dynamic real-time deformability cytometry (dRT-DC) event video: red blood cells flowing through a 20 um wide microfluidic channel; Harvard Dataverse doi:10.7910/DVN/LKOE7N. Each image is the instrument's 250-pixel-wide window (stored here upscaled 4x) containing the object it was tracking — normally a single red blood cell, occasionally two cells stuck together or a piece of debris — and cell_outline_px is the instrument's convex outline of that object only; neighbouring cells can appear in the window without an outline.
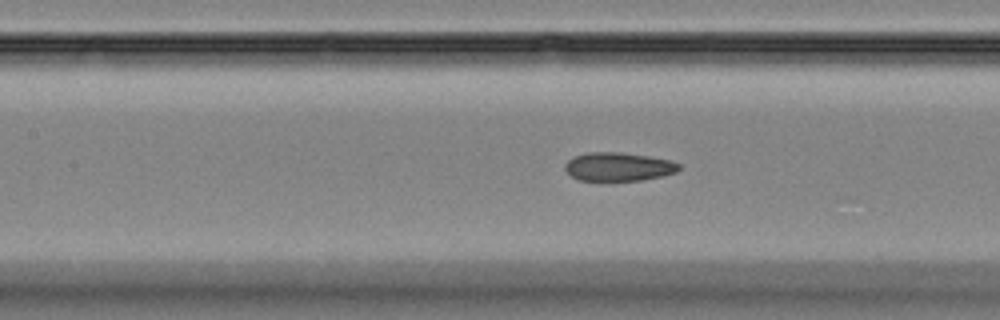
{"species": "Egyptian fruit bat (a non-hibernating species)", "species_latin": "Rousettus aegyptiacus", "temperature_condition": "room temperature", "stored_images_in_passage": 38, "camera_frame_rate_fps": 3000, "um_per_image_px": 0.085, "animal": {"sex": "female"}, "frame": {"image": 1, "passage_image": 8, "time_ms": 2.333, "image_size_px": [1000, 320], "cell_outline_px": [[680, 168], [676, 172], [664, 176], [644, 180], [608, 184], [600, 184], [580, 180], [572, 176], [564, 168], [564, 164], [568, 160], [576, 156], [588, 152], [620, 152], [648, 156], [672, 160], [680, 164]], "centroid_in_image_um": [52.56, 14.23], "position_along_channel_um": 154.8, "area_um2": 20.0}}
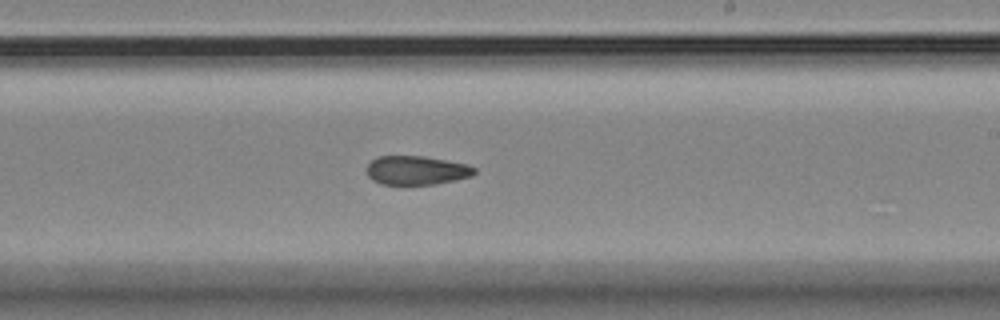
{"frame": {"image": 2, "passage_image": 16, "time_ms": 5.0, "image_size_px": [1000, 320], "cell_outline_px": [[476, 172], [472, 176], [456, 180], [436, 184], [380, 184], [372, 180], [368, 176], [368, 164], [376, 156], [424, 156], [468, 164], [476, 168]], "centroid_in_image_um": [35.43, 14.47], "position_along_channel_um": 253.6, "area_um2": 18.21}}
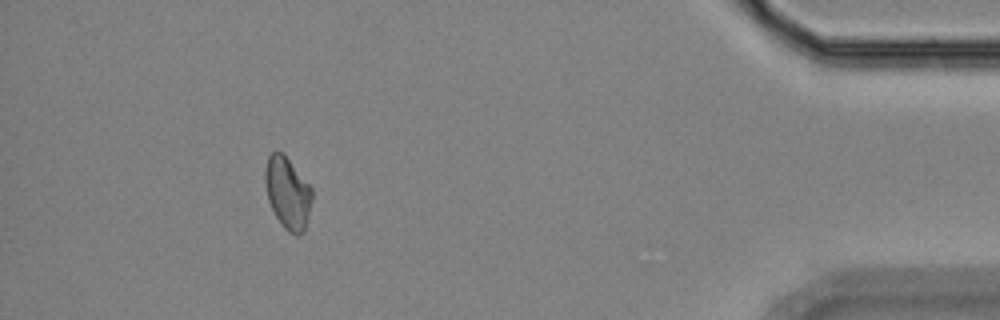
{"frame": {"image": 3, "passage_image": 33, "time_ms": 10.667, "image_size_px": [1000, 320], "cell_outline_px": [[312, 200], [304, 232], [300, 236], [296, 236], [288, 232], [280, 224], [268, 200], [264, 180], [264, 172], [268, 156], [272, 152], [284, 152], [312, 188]], "centroid_in_image_um": [24.45, 16.4], "position_along_channel_um": 410.8, "area_um2": 19.88}, "authors_computed_cell_mechanics": {"area_um2": 19.652, "velocity_mm_per_s": 3.7263, "shape_relaxation_time_tau1_ms": null, "shape_relaxation_time_tau2_ms": 4.3707, "deformation_change_tau1": null, "deformation_change_tau2": 0.0841}}